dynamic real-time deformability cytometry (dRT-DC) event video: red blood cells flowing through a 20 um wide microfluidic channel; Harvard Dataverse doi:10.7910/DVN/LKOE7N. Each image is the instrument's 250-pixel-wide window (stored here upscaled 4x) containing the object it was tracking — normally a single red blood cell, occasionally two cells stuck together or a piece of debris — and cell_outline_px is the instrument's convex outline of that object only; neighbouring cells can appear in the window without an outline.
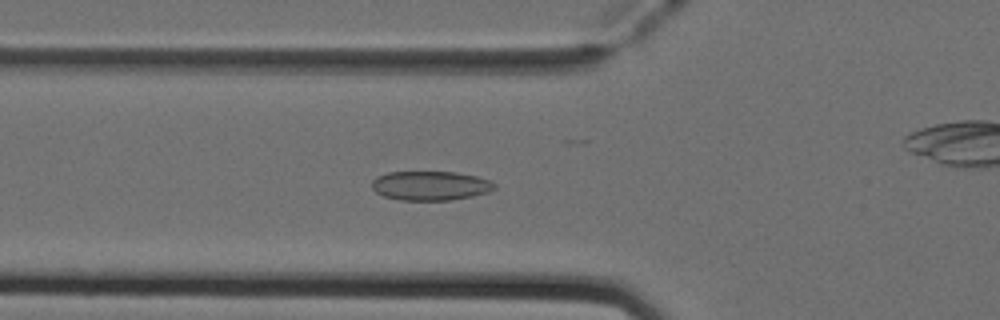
{"species": "Egyptian fruit bat (a non-hibernating species)", "species_latin": "Rousettus aegyptiacus", "temperature_condition": "cold", "stored_images_in_passage": 52, "camera_frame_rate_fps": 3000, "um_per_image_px": 0.085, "animal": {"sex": "female"}, "frame": {"image": 1, "passage_image": 18, "time_ms": 5.667, "image_size_px": [1000, 320], "cell_outline_px": [[496, 188], [488, 192], [472, 196], [452, 200], [400, 200], [384, 196], [376, 192], [372, 188], [372, 180], [376, 176], [388, 172], [456, 172], [476, 176], [488, 180], [496, 184]], "centroid_in_image_um": [36.57, 15.78], "position_along_channel_um": 89.2, "area_um2": 20.92}}
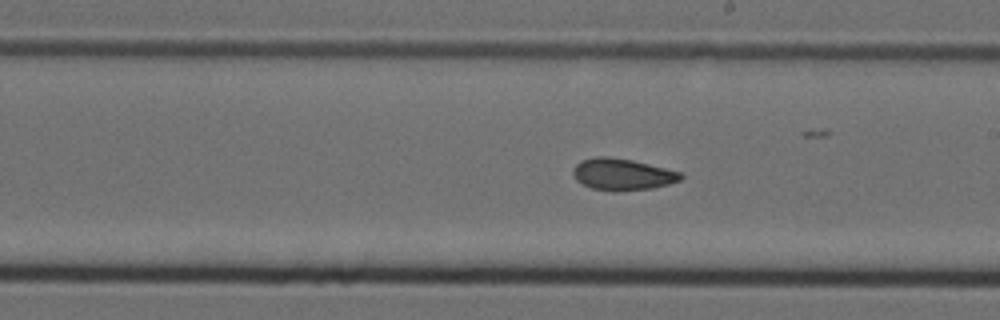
{"frame": {"image": 2, "passage_image": 29, "time_ms": 9.333, "image_size_px": [1000, 320], "cell_outline_px": [[684, 176], [680, 180], [668, 184], [652, 188], [620, 192], [612, 192], [592, 188], [576, 180], [572, 172], [576, 164], [580, 160], [596, 156], [608, 156], [632, 160], [680, 172]], "centroid_in_image_um": [52.87, 14.83], "position_along_channel_um": 236.1, "area_um2": 19.94}}
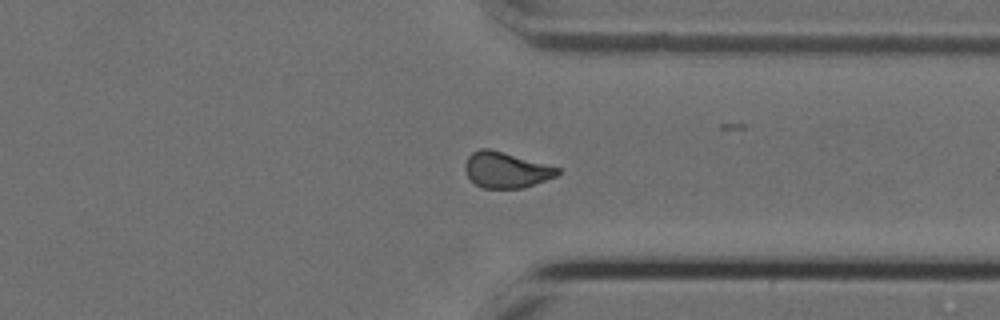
{"frame": {"image": 3, "passage_image": 39, "time_ms": 12.667, "image_size_px": [1000, 320], "cell_outline_px": [[560, 172], [556, 176], [524, 188], [484, 188], [476, 184], [468, 176], [464, 168], [464, 164], [468, 156], [472, 152], [480, 148], [488, 148], [560, 168]], "centroid_in_image_um": [42.99, 14.44], "position_along_channel_um": 368.4, "area_um2": 19.07}, "authors_computed_cell_mechanics": {"area_um2": 19.8543, "velocity_mm_per_s": 3.9914, "shape_relaxation_time_tau1_ms": null, "shape_relaxation_time_tau2_ms": 1.8482, "deformation_change_tau1": null, "deformation_change_tau2": 0.0747}}